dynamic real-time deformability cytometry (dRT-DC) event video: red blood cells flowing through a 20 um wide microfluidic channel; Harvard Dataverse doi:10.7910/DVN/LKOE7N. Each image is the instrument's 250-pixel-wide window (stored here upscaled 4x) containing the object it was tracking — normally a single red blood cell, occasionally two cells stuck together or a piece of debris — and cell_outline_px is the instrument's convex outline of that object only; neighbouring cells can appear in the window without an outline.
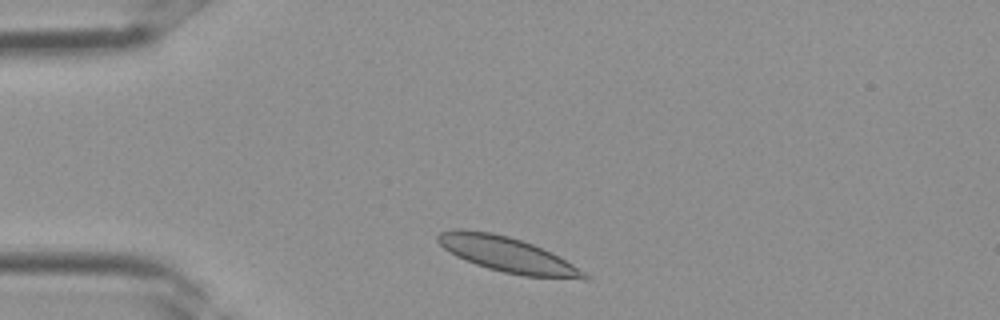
{"species": "Egyptian fruit bat (a non-hibernating species)", "species_latin": "Rousettus aegyptiacus", "temperature_condition": "room temperature", "stored_images_in_passage": 2, "segment_of_instrument_passage": [2, 2], "camera_frame_rate_fps": 3000, "um_per_image_px": 0.085, "frame": {"image": 1, "passage_image": 2, "time_ms": 0.333, "image_size_px": [1000, 320], "cell_outline_px": [[592, 276], [588, 280], [584, 280], [524, 276], [504, 272], [488, 268], [476, 264], [456, 256], [448, 252], [436, 240], [436, 236], [440, 232], [456, 228], [460, 228], [492, 232], [508, 236], [544, 248], [560, 256]], "centroid_in_image_um": [43.17, 21.64], "position_along_channel_um": 41.8, "area_um2": 30.35}}